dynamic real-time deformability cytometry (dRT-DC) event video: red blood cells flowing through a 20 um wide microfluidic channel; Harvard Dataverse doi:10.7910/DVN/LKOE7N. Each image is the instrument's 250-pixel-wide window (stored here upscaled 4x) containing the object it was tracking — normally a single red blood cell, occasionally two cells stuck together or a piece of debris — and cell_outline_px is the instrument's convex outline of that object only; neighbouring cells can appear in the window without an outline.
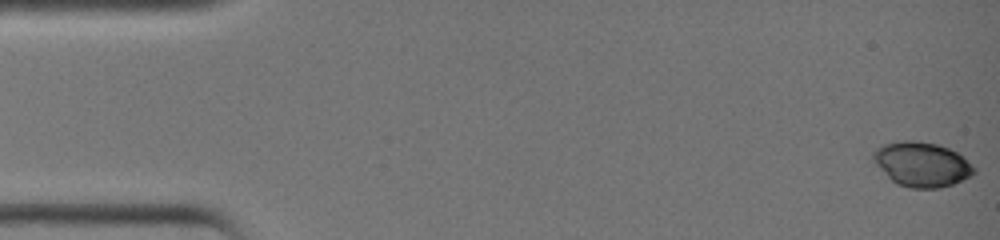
{"species": "common noctule bat (a hibernating species)", "species_latin": "Nyctalus noctula", "temperature_condition": "warm", "stored_images_in_passage": 39, "camera_frame_rate_fps": 3000, "um_per_image_px": 0.085, "animal": {"sex": "female", "body_mass_g": 19.0, "forearm_length_mm": 51.5}, "frame": {"image": 1, "passage_image": 1, "time_ms": 0.0, "image_size_px": [1000, 240], "cell_outline_px": [[976, 172], [952, 184], [940, 188], [908, 188], [896, 184], [872, 160], [872, 152], [876, 148], [884, 144], [900, 140], [916, 140], [936, 144], [948, 148], [964, 156], [976, 168]], "centroid_in_image_um": [78.34, 13.95], "position_along_channel_um": 6.7, "area_um2": 26.24}}
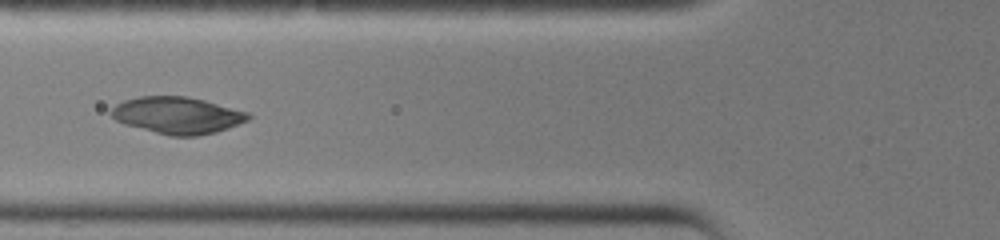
{"frame": {"image": 2, "passage_image": 16, "time_ms": 5.0, "image_size_px": [1000, 240], "cell_outline_px": [[252, 116], [248, 120], [228, 128], [216, 132], [196, 136], [172, 136], [124, 124], [116, 120], [108, 112], [116, 104], [124, 100], [140, 96], [184, 96], [204, 100], [248, 112]], "centroid_in_image_um": [15.07, 9.8], "position_along_channel_um": 110.7, "area_um2": 29.25}}
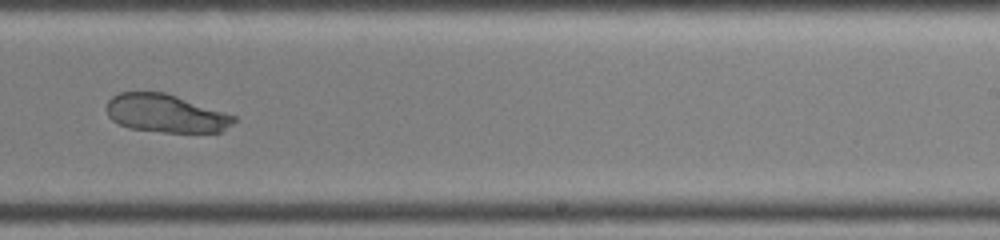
{"frame": {"image": 3, "passage_image": 26, "time_ms": 8.333, "image_size_px": [1000, 240], "cell_outline_px": [[236, 120], [232, 124], [220, 132], [164, 132], [128, 128], [112, 120], [108, 116], [104, 108], [108, 100], [112, 96], [120, 92], [164, 92], [236, 116]], "centroid_in_image_um": [14.04, 9.64], "position_along_channel_um": 275.0, "area_um2": 28.21}}